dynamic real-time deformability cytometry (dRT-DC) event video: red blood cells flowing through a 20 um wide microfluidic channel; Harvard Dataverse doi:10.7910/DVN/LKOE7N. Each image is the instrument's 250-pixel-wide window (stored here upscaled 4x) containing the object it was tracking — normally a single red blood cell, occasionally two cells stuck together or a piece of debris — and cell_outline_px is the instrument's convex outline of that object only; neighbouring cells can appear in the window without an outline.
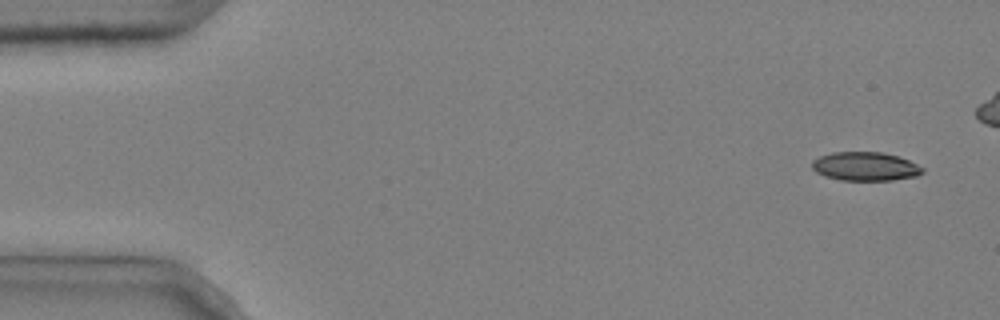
{"species": "common noctule bat (a hibernating species)", "species_latin": "Nyctalus noctula", "temperature_condition": "cold", "stored_images_in_passage": 7, "camera_frame_rate_fps": 3000, "um_per_image_px": 0.085, "animal": {"sex": "male", "body_mass_g": 20.4}, "frame": {"image": 1, "passage_image": 1, "time_ms": 0.0, "image_size_px": [1000, 320], "cell_outline_px": [[924, 172], [916, 176], [892, 180], [840, 180], [824, 176], [816, 172], [812, 168], [812, 160], [820, 156], [832, 152], [884, 152], [900, 156], [924, 168]], "centroid_in_image_um": [73.54, 14.14], "position_along_channel_um": 11.5, "area_um2": 18.61}}